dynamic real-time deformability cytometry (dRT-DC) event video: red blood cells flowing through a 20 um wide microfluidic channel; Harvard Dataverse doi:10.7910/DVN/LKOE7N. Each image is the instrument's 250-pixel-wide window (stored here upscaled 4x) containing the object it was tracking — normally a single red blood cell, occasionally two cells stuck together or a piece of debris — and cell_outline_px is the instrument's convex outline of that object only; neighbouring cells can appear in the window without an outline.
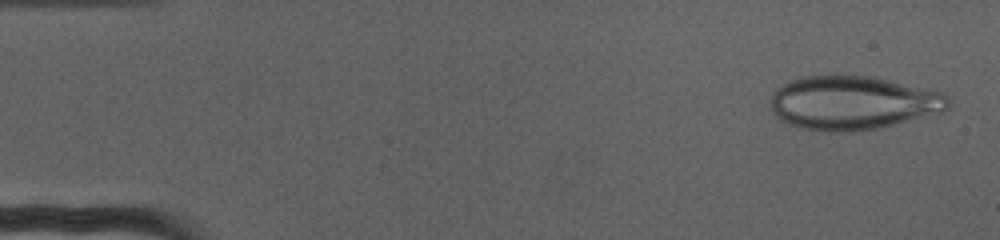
{"species": "human", "species_latin": "Homo sapiens", "temperature_condition": "cold", "stored_images_in_passage": 70, "camera_frame_rate_fps": 3000, "um_per_image_px": 0.085, "donor": {"sex": "female"}, "frame": {"image": 1, "passage_image": 2, "time_ms": 0.333, "image_size_px": [1000, 240], "cell_outline_px": [[952, 104], [944, 112], [876, 128], [856, 132], [828, 132], [800, 128], [780, 120], [768, 108], [768, 100], [772, 92], [784, 84], [792, 80], [804, 76], [868, 76], [944, 92], [952, 100]], "centroid_in_image_um": [72.48, 8.76], "position_along_channel_um": 12.5, "area_um2": 56.07}}
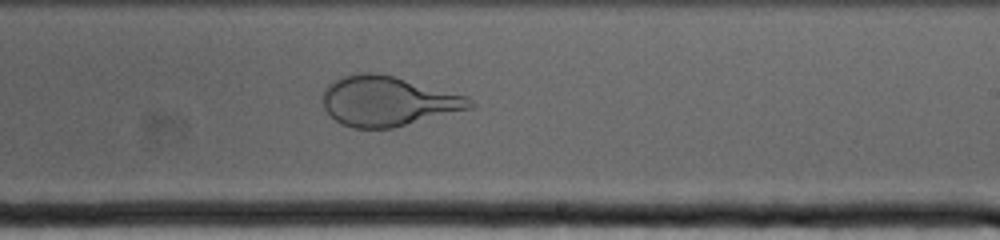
{"frame": {"image": 2, "passage_image": 42, "time_ms": 13.667, "image_size_px": [1000, 240], "cell_outline_px": [[476, 104], [472, 108], [392, 128], [352, 128], [340, 124], [324, 108], [320, 100], [324, 88], [328, 84], [340, 76], [356, 72], [376, 72], [392, 76], [468, 96]], "centroid_in_image_um": [32.91, 8.59], "position_along_channel_um": 256.1, "area_um2": 42.95}}
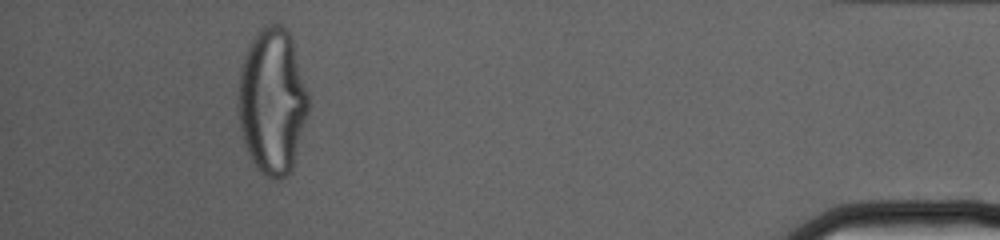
{"frame": {"image": 3, "passage_image": 65, "time_ms": 21.333, "image_size_px": [1000, 240], "cell_outline_px": [[308, 112], [292, 168], [288, 176], [280, 180], [272, 180], [264, 176], [260, 172], [252, 160], [244, 144], [240, 128], [240, 72], [244, 56], [252, 40], [260, 28], [268, 24], [280, 24], [288, 28], [292, 40], [308, 92]], "centroid_in_image_um": [23.17, 8.63], "position_along_channel_um": 412.0, "area_um2": 59.19}}